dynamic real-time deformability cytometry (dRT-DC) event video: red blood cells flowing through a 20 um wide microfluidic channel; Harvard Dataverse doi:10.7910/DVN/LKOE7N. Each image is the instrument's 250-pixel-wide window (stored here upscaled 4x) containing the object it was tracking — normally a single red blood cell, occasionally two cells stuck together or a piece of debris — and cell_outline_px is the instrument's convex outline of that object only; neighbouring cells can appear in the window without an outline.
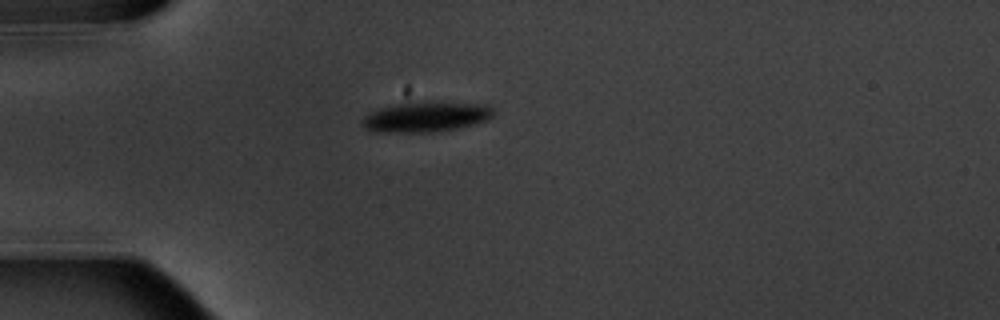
{"species": "common noctule bat (a hibernating species)", "species_latin": "Nyctalus noctula", "temperature_condition": "warm", "stored_images_in_passage": 3, "camera_frame_rate_fps": 3000, "um_per_image_px": 0.085, "animal": {"sex": "male", "body_mass_g": 20.1, "forearm_length_mm": 53.5}, "frame": {"image": 1, "passage_image": 1, "time_ms": 0.0, "image_size_px": [1000, 320], "cell_outline_px": [[496, 112], [488, 120], [456, 128], [436, 132], [368, 132], [360, 124], [360, 120], [368, 112], [380, 108], [412, 100], [488, 104]], "centroid_in_image_um": [36.15, 9.91], "position_along_channel_um": 48.8, "area_um2": 23.87}}